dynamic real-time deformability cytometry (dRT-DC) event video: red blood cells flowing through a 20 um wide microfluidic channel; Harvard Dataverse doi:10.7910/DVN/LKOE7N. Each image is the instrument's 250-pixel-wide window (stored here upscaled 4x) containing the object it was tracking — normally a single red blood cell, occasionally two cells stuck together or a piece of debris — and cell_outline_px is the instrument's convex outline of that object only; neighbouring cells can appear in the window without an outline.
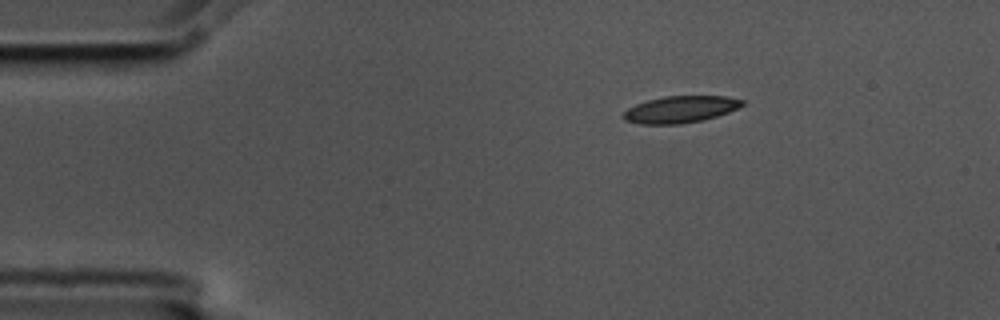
{"species": "common noctule bat (a hibernating species)", "species_latin": "Nyctalus noctula", "temperature_condition": "cold", "stored_images_in_passage": 48, "camera_frame_rate_fps": 3000, "um_per_image_px": 0.085, "animal": {"sex": "male", "body_mass_g": 17.5, "forearm_length_mm": 52.3}, "frame": {"image": 1, "passage_image": 1, "time_ms": 0.0, "image_size_px": [1000, 320], "cell_outline_px": [[744, 104], [740, 108], [704, 120], [680, 124], [640, 124], [624, 120], [620, 116], [628, 108], [636, 104], [648, 100], [664, 96], [728, 96], [744, 100]], "centroid_in_image_um": [57.84, 9.3], "position_along_channel_um": 27.2, "area_um2": 18.73}}
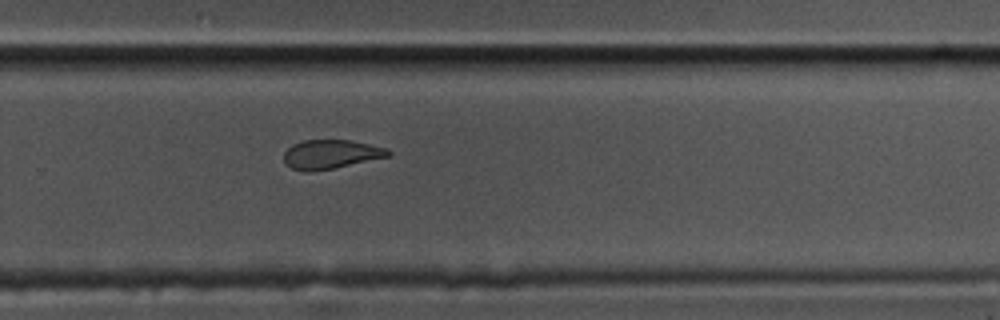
{"frame": {"image": 2, "passage_image": 29, "time_ms": 9.333, "image_size_px": [1000, 320], "cell_outline_px": [[392, 152], [388, 156], [332, 168], [308, 172], [304, 172], [292, 168], [284, 164], [284, 152], [292, 144], [304, 140], [352, 140], [388, 148]], "centroid_in_image_um": [28.09, 13.1], "position_along_channel_um": 301.7, "area_um2": 17.57}}
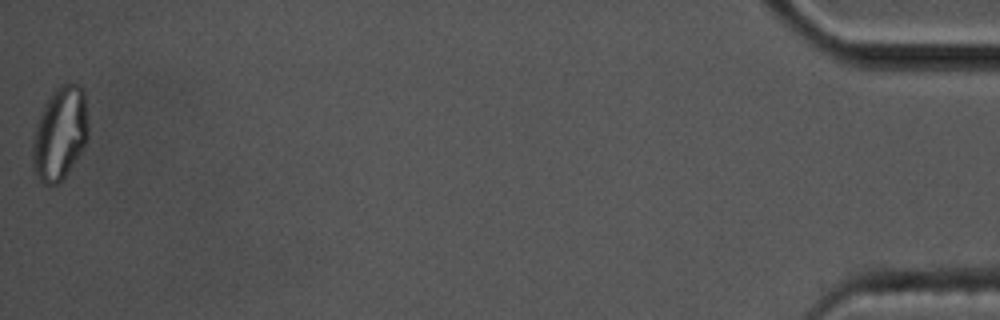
{"frame": {"image": 3, "passage_image": 48, "time_ms": 15.667, "image_size_px": [1000, 320], "cell_outline_px": [[88, 140], [64, 176], [56, 184], [44, 184], [40, 180], [32, 168], [32, 144], [40, 112], [44, 104], [52, 92], [60, 84], [68, 80], [80, 84], [84, 88], [88, 128]], "centroid_in_image_um": [5.1, 11.27], "position_along_channel_um": 430.1, "area_um2": 30.35}, "authors_computed_cell_mechanics": {"area_um2": 18.9873, "velocity_mm_per_s": 3.5624, "shape_relaxation_time_tau1_ms": null, "shape_relaxation_time_tau2_ms": 3.9112, "deformation_change_tau1": null, "deformation_change_tau2": 0.1154}}